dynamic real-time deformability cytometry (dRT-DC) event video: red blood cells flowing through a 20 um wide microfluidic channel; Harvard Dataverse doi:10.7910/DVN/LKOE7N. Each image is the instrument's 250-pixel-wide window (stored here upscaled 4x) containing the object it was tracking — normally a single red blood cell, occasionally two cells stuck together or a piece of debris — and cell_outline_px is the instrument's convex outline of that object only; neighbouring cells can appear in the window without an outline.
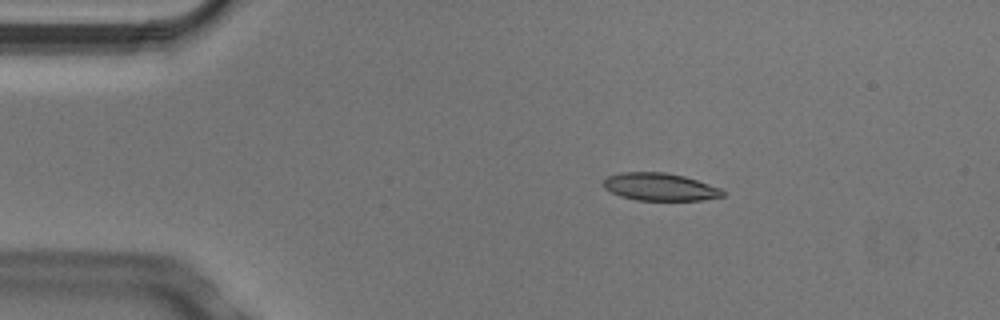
{"species": "Egyptian fruit bat (a non-hibernating species)", "species_latin": "Rousettus aegyptiacus", "temperature_condition": "cold", "stored_images_in_passage": 4, "camera_frame_rate_fps": 3000, "um_per_image_px": 0.085, "animal": {"sex": "male"}, "frame": {"image": 1, "passage_image": 2, "time_ms": 0.333, "image_size_px": [1000, 320], "cell_outline_px": [[724, 196], [700, 200], [636, 200], [620, 196], [604, 188], [604, 180], [608, 176], [620, 172], [668, 172], [684, 176], [720, 188], [724, 192]], "centroid_in_image_um": [56.07, 15.88], "position_along_channel_um": 28.9, "area_um2": 19.07}}